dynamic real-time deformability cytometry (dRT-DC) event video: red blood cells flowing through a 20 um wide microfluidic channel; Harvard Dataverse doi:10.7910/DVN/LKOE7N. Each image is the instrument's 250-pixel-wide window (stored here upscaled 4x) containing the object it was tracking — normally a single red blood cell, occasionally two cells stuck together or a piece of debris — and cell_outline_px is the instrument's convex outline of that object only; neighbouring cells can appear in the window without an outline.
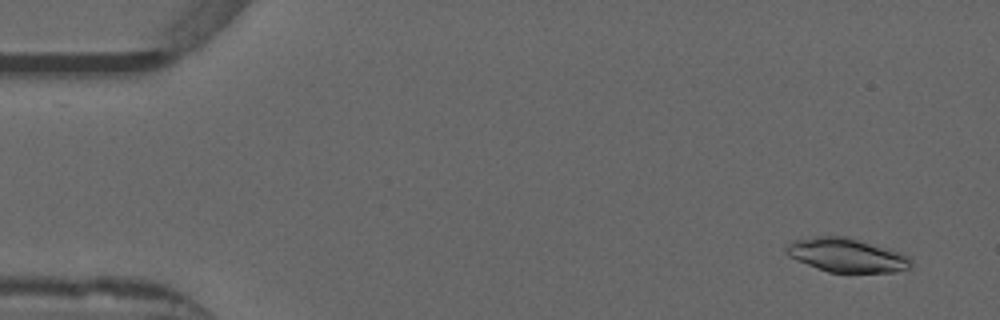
{"species": "common noctule bat (a hibernating species)", "species_latin": "Nyctalus noctula", "temperature_condition": "warm", "stored_images_in_passage": 52, "camera_frame_rate_fps": 3000, "um_per_image_px": 0.085, "animal": {"sex": "male", "forearm_length_mm": 52.5}, "frame": {"image": 1, "passage_image": 3, "time_ms": 0.667, "image_size_px": [1000, 320], "cell_outline_px": [[912, 264], [908, 268], [896, 272], [828, 272], [816, 268], [796, 260], [788, 256], [784, 252], [784, 248], [792, 240], [816, 236], [844, 236], [904, 252], [912, 260]], "centroid_in_image_um": [71.95, 21.68], "position_along_channel_um": 13.0, "area_um2": 24.85}}
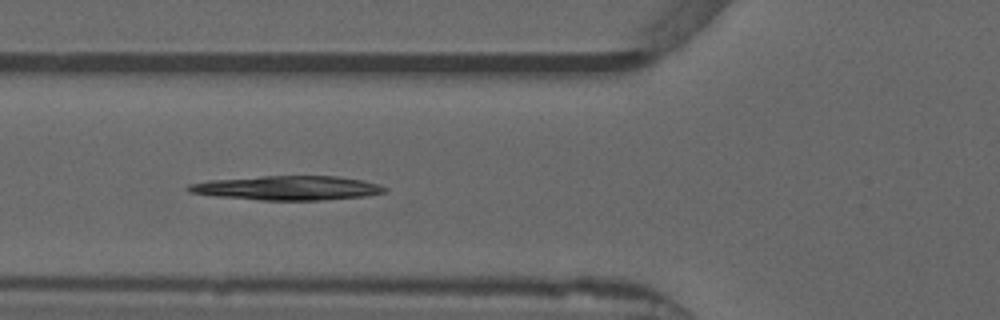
{"frame": {"image": 2, "passage_image": 19, "time_ms": 6.0, "image_size_px": [1000, 320], "cell_outline_px": [[388, 188], [384, 192], [364, 196], [320, 200], [260, 200], [216, 196], [188, 192], [184, 188], [188, 184], [208, 180], [260, 176], [336, 176], [364, 180]], "centroid_in_image_um": [24.36, 15.97], "position_along_channel_um": 101.4, "area_um2": 27.74}}
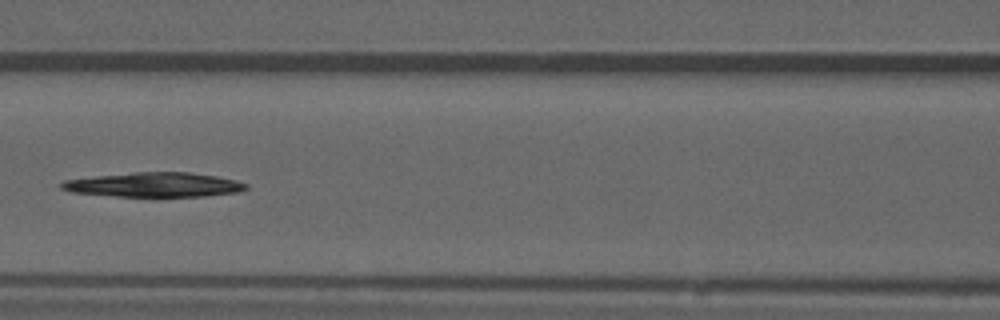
{"frame": {"image": 3, "passage_image": 23, "time_ms": 7.333, "image_size_px": [1000, 320], "cell_outline_px": [[248, 188], [236, 192], [204, 196], [116, 196], [72, 192], [60, 188], [60, 184], [64, 180], [96, 176], [136, 172], [188, 172], [216, 176], [236, 180], [248, 184]], "centroid_in_image_um": [13.11, 15.7], "position_along_channel_um": 153.5, "area_um2": 26.07}}